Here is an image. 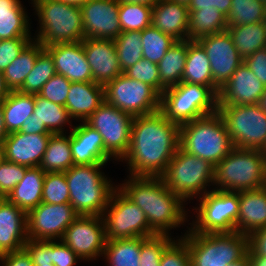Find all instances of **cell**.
I'll list each match as a JSON object with an SVG mask.
<instances>
[{
  "instance_id": "cell-47",
  "label": "cell",
  "mask_w": 266,
  "mask_h": 266,
  "mask_svg": "<svg viewBox=\"0 0 266 266\" xmlns=\"http://www.w3.org/2000/svg\"><path fill=\"white\" fill-rule=\"evenodd\" d=\"M29 167L3 160L0 164V196L7 198Z\"/></svg>"
},
{
  "instance_id": "cell-63",
  "label": "cell",
  "mask_w": 266,
  "mask_h": 266,
  "mask_svg": "<svg viewBox=\"0 0 266 266\" xmlns=\"http://www.w3.org/2000/svg\"><path fill=\"white\" fill-rule=\"evenodd\" d=\"M59 1L63 2V3H66V4H69V5L81 7L88 0H59Z\"/></svg>"
},
{
  "instance_id": "cell-29",
  "label": "cell",
  "mask_w": 266,
  "mask_h": 266,
  "mask_svg": "<svg viewBox=\"0 0 266 266\" xmlns=\"http://www.w3.org/2000/svg\"><path fill=\"white\" fill-rule=\"evenodd\" d=\"M44 171L40 167H29L7 199L28 213L42 202Z\"/></svg>"
},
{
  "instance_id": "cell-55",
  "label": "cell",
  "mask_w": 266,
  "mask_h": 266,
  "mask_svg": "<svg viewBox=\"0 0 266 266\" xmlns=\"http://www.w3.org/2000/svg\"><path fill=\"white\" fill-rule=\"evenodd\" d=\"M232 0H191L188 10L217 8L226 17L229 14Z\"/></svg>"
},
{
  "instance_id": "cell-35",
  "label": "cell",
  "mask_w": 266,
  "mask_h": 266,
  "mask_svg": "<svg viewBox=\"0 0 266 266\" xmlns=\"http://www.w3.org/2000/svg\"><path fill=\"white\" fill-rule=\"evenodd\" d=\"M228 28L227 18L217 8L189 10L188 40L198 39Z\"/></svg>"
},
{
  "instance_id": "cell-48",
  "label": "cell",
  "mask_w": 266,
  "mask_h": 266,
  "mask_svg": "<svg viewBox=\"0 0 266 266\" xmlns=\"http://www.w3.org/2000/svg\"><path fill=\"white\" fill-rule=\"evenodd\" d=\"M71 82L63 75L55 74L42 87L38 94L53 103L65 106Z\"/></svg>"
},
{
  "instance_id": "cell-61",
  "label": "cell",
  "mask_w": 266,
  "mask_h": 266,
  "mask_svg": "<svg viewBox=\"0 0 266 266\" xmlns=\"http://www.w3.org/2000/svg\"><path fill=\"white\" fill-rule=\"evenodd\" d=\"M250 266H266V257L262 256H248Z\"/></svg>"
},
{
  "instance_id": "cell-68",
  "label": "cell",
  "mask_w": 266,
  "mask_h": 266,
  "mask_svg": "<svg viewBox=\"0 0 266 266\" xmlns=\"http://www.w3.org/2000/svg\"><path fill=\"white\" fill-rule=\"evenodd\" d=\"M258 1H261L263 4L266 5V0H258Z\"/></svg>"
},
{
  "instance_id": "cell-31",
  "label": "cell",
  "mask_w": 266,
  "mask_h": 266,
  "mask_svg": "<svg viewBox=\"0 0 266 266\" xmlns=\"http://www.w3.org/2000/svg\"><path fill=\"white\" fill-rule=\"evenodd\" d=\"M1 107L8 134L20 131L23 122L33 114L35 95L10 91Z\"/></svg>"
},
{
  "instance_id": "cell-17",
  "label": "cell",
  "mask_w": 266,
  "mask_h": 266,
  "mask_svg": "<svg viewBox=\"0 0 266 266\" xmlns=\"http://www.w3.org/2000/svg\"><path fill=\"white\" fill-rule=\"evenodd\" d=\"M197 42L203 47L210 61L213 83L220 89L244 62L235 48L229 32L211 34Z\"/></svg>"
},
{
  "instance_id": "cell-9",
  "label": "cell",
  "mask_w": 266,
  "mask_h": 266,
  "mask_svg": "<svg viewBox=\"0 0 266 266\" xmlns=\"http://www.w3.org/2000/svg\"><path fill=\"white\" fill-rule=\"evenodd\" d=\"M215 166L208 160L185 152L180 146L160 176L165 186L185 202L197 199L214 185Z\"/></svg>"
},
{
  "instance_id": "cell-10",
  "label": "cell",
  "mask_w": 266,
  "mask_h": 266,
  "mask_svg": "<svg viewBox=\"0 0 266 266\" xmlns=\"http://www.w3.org/2000/svg\"><path fill=\"white\" fill-rule=\"evenodd\" d=\"M197 214L189 227L195 233H231L236 231L239 215V194L213 189L199 197Z\"/></svg>"
},
{
  "instance_id": "cell-62",
  "label": "cell",
  "mask_w": 266,
  "mask_h": 266,
  "mask_svg": "<svg viewBox=\"0 0 266 266\" xmlns=\"http://www.w3.org/2000/svg\"><path fill=\"white\" fill-rule=\"evenodd\" d=\"M224 266H250V261L248 256L246 255L243 259L238 260L233 263H228L227 265Z\"/></svg>"
},
{
  "instance_id": "cell-21",
  "label": "cell",
  "mask_w": 266,
  "mask_h": 266,
  "mask_svg": "<svg viewBox=\"0 0 266 266\" xmlns=\"http://www.w3.org/2000/svg\"><path fill=\"white\" fill-rule=\"evenodd\" d=\"M44 48L51 54L57 74L70 82H93L82 41L57 43Z\"/></svg>"
},
{
  "instance_id": "cell-32",
  "label": "cell",
  "mask_w": 266,
  "mask_h": 266,
  "mask_svg": "<svg viewBox=\"0 0 266 266\" xmlns=\"http://www.w3.org/2000/svg\"><path fill=\"white\" fill-rule=\"evenodd\" d=\"M52 134L39 165L44 172H65L74 165L70 146V132Z\"/></svg>"
},
{
  "instance_id": "cell-24",
  "label": "cell",
  "mask_w": 266,
  "mask_h": 266,
  "mask_svg": "<svg viewBox=\"0 0 266 266\" xmlns=\"http://www.w3.org/2000/svg\"><path fill=\"white\" fill-rule=\"evenodd\" d=\"M27 240V213L4 198L0 202V256L22 250Z\"/></svg>"
},
{
  "instance_id": "cell-4",
  "label": "cell",
  "mask_w": 266,
  "mask_h": 266,
  "mask_svg": "<svg viewBox=\"0 0 266 266\" xmlns=\"http://www.w3.org/2000/svg\"><path fill=\"white\" fill-rule=\"evenodd\" d=\"M180 147L214 166L234 148L226 124L218 112L182 124Z\"/></svg>"
},
{
  "instance_id": "cell-46",
  "label": "cell",
  "mask_w": 266,
  "mask_h": 266,
  "mask_svg": "<svg viewBox=\"0 0 266 266\" xmlns=\"http://www.w3.org/2000/svg\"><path fill=\"white\" fill-rule=\"evenodd\" d=\"M124 74L131 79L144 82L151 86L160 96L166 89L160 83L158 64L152 63L147 59H140L134 66L128 68Z\"/></svg>"
},
{
  "instance_id": "cell-14",
  "label": "cell",
  "mask_w": 266,
  "mask_h": 266,
  "mask_svg": "<svg viewBox=\"0 0 266 266\" xmlns=\"http://www.w3.org/2000/svg\"><path fill=\"white\" fill-rule=\"evenodd\" d=\"M85 122L100 133L105 151L121 161L130 146L133 116L104 101Z\"/></svg>"
},
{
  "instance_id": "cell-27",
  "label": "cell",
  "mask_w": 266,
  "mask_h": 266,
  "mask_svg": "<svg viewBox=\"0 0 266 266\" xmlns=\"http://www.w3.org/2000/svg\"><path fill=\"white\" fill-rule=\"evenodd\" d=\"M239 215L236 231L246 236L266 226V186L238 191Z\"/></svg>"
},
{
  "instance_id": "cell-53",
  "label": "cell",
  "mask_w": 266,
  "mask_h": 266,
  "mask_svg": "<svg viewBox=\"0 0 266 266\" xmlns=\"http://www.w3.org/2000/svg\"><path fill=\"white\" fill-rule=\"evenodd\" d=\"M244 63L266 87V48L247 56Z\"/></svg>"
},
{
  "instance_id": "cell-69",
  "label": "cell",
  "mask_w": 266,
  "mask_h": 266,
  "mask_svg": "<svg viewBox=\"0 0 266 266\" xmlns=\"http://www.w3.org/2000/svg\"><path fill=\"white\" fill-rule=\"evenodd\" d=\"M4 199V197L0 196V202Z\"/></svg>"
},
{
  "instance_id": "cell-26",
  "label": "cell",
  "mask_w": 266,
  "mask_h": 266,
  "mask_svg": "<svg viewBox=\"0 0 266 266\" xmlns=\"http://www.w3.org/2000/svg\"><path fill=\"white\" fill-rule=\"evenodd\" d=\"M105 101L104 86L93 82H71L65 107L73 120L86 121Z\"/></svg>"
},
{
  "instance_id": "cell-20",
  "label": "cell",
  "mask_w": 266,
  "mask_h": 266,
  "mask_svg": "<svg viewBox=\"0 0 266 266\" xmlns=\"http://www.w3.org/2000/svg\"><path fill=\"white\" fill-rule=\"evenodd\" d=\"M82 44L95 83L105 86L123 73L114 40L85 38Z\"/></svg>"
},
{
  "instance_id": "cell-54",
  "label": "cell",
  "mask_w": 266,
  "mask_h": 266,
  "mask_svg": "<svg viewBox=\"0 0 266 266\" xmlns=\"http://www.w3.org/2000/svg\"><path fill=\"white\" fill-rule=\"evenodd\" d=\"M247 256L266 257V226L248 235Z\"/></svg>"
},
{
  "instance_id": "cell-5",
  "label": "cell",
  "mask_w": 266,
  "mask_h": 266,
  "mask_svg": "<svg viewBox=\"0 0 266 266\" xmlns=\"http://www.w3.org/2000/svg\"><path fill=\"white\" fill-rule=\"evenodd\" d=\"M40 29L34 40L44 47L85 39L81 8L59 0H31Z\"/></svg>"
},
{
  "instance_id": "cell-50",
  "label": "cell",
  "mask_w": 266,
  "mask_h": 266,
  "mask_svg": "<svg viewBox=\"0 0 266 266\" xmlns=\"http://www.w3.org/2000/svg\"><path fill=\"white\" fill-rule=\"evenodd\" d=\"M160 266H191L189 248L181 238L174 240L164 250Z\"/></svg>"
},
{
  "instance_id": "cell-52",
  "label": "cell",
  "mask_w": 266,
  "mask_h": 266,
  "mask_svg": "<svg viewBox=\"0 0 266 266\" xmlns=\"http://www.w3.org/2000/svg\"><path fill=\"white\" fill-rule=\"evenodd\" d=\"M82 260L72 249L61 240H53V259L55 266H74Z\"/></svg>"
},
{
  "instance_id": "cell-11",
  "label": "cell",
  "mask_w": 266,
  "mask_h": 266,
  "mask_svg": "<svg viewBox=\"0 0 266 266\" xmlns=\"http://www.w3.org/2000/svg\"><path fill=\"white\" fill-rule=\"evenodd\" d=\"M107 240L150 237L156 233L149 227L143 210L117 187L102 214Z\"/></svg>"
},
{
  "instance_id": "cell-33",
  "label": "cell",
  "mask_w": 266,
  "mask_h": 266,
  "mask_svg": "<svg viewBox=\"0 0 266 266\" xmlns=\"http://www.w3.org/2000/svg\"><path fill=\"white\" fill-rule=\"evenodd\" d=\"M187 53L188 40H176L158 63L160 83L165 88L182 82Z\"/></svg>"
},
{
  "instance_id": "cell-3",
  "label": "cell",
  "mask_w": 266,
  "mask_h": 266,
  "mask_svg": "<svg viewBox=\"0 0 266 266\" xmlns=\"http://www.w3.org/2000/svg\"><path fill=\"white\" fill-rule=\"evenodd\" d=\"M106 164L73 165L65 171L69 203L78 215L102 216L118 187L102 172Z\"/></svg>"
},
{
  "instance_id": "cell-2",
  "label": "cell",
  "mask_w": 266,
  "mask_h": 266,
  "mask_svg": "<svg viewBox=\"0 0 266 266\" xmlns=\"http://www.w3.org/2000/svg\"><path fill=\"white\" fill-rule=\"evenodd\" d=\"M127 177L118 187L143 210L156 234L170 235V230L186 225L190 212L185 209L186 202L168 189L161 177Z\"/></svg>"
},
{
  "instance_id": "cell-44",
  "label": "cell",
  "mask_w": 266,
  "mask_h": 266,
  "mask_svg": "<svg viewBox=\"0 0 266 266\" xmlns=\"http://www.w3.org/2000/svg\"><path fill=\"white\" fill-rule=\"evenodd\" d=\"M173 241L166 234L140 237V266H160L162 253Z\"/></svg>"
},
{
  "instance_id": "cell-8",
  "label": "cell",
  "mask_w": 266,
  "mask_h": 266,
  "mask_svg": "<svg viewBox=\"0 0 266 266\" xmlns=\"http://www.w3.org/2000/svg\"><path fill=\"white\" fill-rule=\"evenodd\" d=\"M160 111L181 126L218 112V93L210 86L181 82L164 90Z\"/></svg>"
},
{
  "instance_id": "cell-67",
  "label": "cell",
  "mask_w": 266,
  "mask_h": 266,
  "mask_svg": "<svg viewBox=\"0 0 266 266\" xmlns=\"http://www.w3.org/2000/svg\"><path fill=\"white\" fill-rule=\"evenodd\" d=\"M4 160V156H3V149L2 147L0 146V164L1 162Z\"/></svg>"
},
{
  "instance_id": "cell-57",
  "label": "cell",
  "mask_w": 266,
  "mask_h": 266,
  "mask_svg": "<svg viewBox=\"0 0 266 266\" xmlns=\"http://www.w3.org/2000/svg\"><path fill=\"white\" fill-rule=\"evenodd\" d=\"M20 132L27 134H53L45 125H41L40 121L34 117V114L23 122Z\"/></svg>"
},
{
  "instance_id": "cell-6",
  "label": "cell",
  "mask_w": 266,
  "mask_h": 266,
  "mask_svg": "<svg viewBox=\"0 0 266 266\" xmlns=\"http://www.w3.org/2000/svg\"><path fill=\"white\" fill-rule=\"evenodd\" d=\"M214 189L244 191L266 186V160L258 149L233 148L214 170Z\"/></svg>"
},
{
  "instance_id": "cell-49",
  "label": "cell",
  "mask_w": 266,
  "mask_h": 266,
  "mask_svg": "<svg viewBox=\"0 0 266 266\" xmlns=\"http://www.w3.org/2000/svg\"><path fill=\"white\" fill-rule=\"evenodd\" d=\"M23 249L31 257L34 266H55L52 262L53 241L28 238Z\"/></svg>"
},
{
  "instance_id": "cell-18",
  "label": "cell",
  "mask_w": 266,
  "mask_h": 266,
  "mask_svg": "<svg viewBox=\"0 0 266 266\" xmlns=\"http://www.w3.org/2000/svg\"><path fill=\"white\" fill-rule=\"evenodd\" d=\"M80 8L85 38L115 40L122 32L117 0H88Z\"/></svg>"
},
{
  "instance_id": "cell-58",
  "label": "cell",
  "mask_w": 266,
  "mask_h": 266,
  "mask_svg": "<svg viewBox=\"0 0 266 266\" xmlns=\"http://www.w3.org/2000/svg\"><path fill=\"white\" fill-rule=\"evenodd\" d=\"M8 136V132L5 126V121L3 117L2 107L0 103V146L2 147L4 140Z\"/></svg>"
},
{
  "instance_id": "cell-41",
  "label": "cell",
  "mask_w": 266,
  "mask_h": 266,
  "mask_svg": "<svg viewBox=\"0 0 266 266\" xmlns=\"http://www.w3.org/2000/svg\"><path fill=\"white\" fill-rule=\"evenodd\" d=\"M226 18L228 26L258 23L266 18V5L258 0H232Z\"/></svg>"
},
{
  "instance_id": "cell-25",
  "label": "cell",
  "mask_w": 266,
  "mask_h": 266,
  "mask_svg": "<svg viewBox=\"0 0 266 266\" xmlns=\"http://www.w3.org/2000/svg\"><path fill=\"white\" fill-rule=\"evenodd\" d=\"M151 26L176 40H188V7L170 0H160L152 8Z\"/></svg>"
},
{
  "instance_id": "cell-37",
  "label": "cell",
  "mask_w": 266,
  "mask_h": 266,
  "mask_svg": "<svg viewBox=\"0 0 266 266\" xmlns=\"http://www.w3.org/2000/svg\"><path fill=\"white\" fill-rule=\"evenodd\" d=\"M102 257L107 266H140V237L107 240Z\"/></svg>"
},
{
  "instance_id": "cell-1",
  "label": "cell",
  "mask_w": 266,
  "mask_h": 266,
  "mask_svg": "<svg viewBox=\"0 0 266 266\" xmlns=\"http://www.w3.org/2000/svg\"><path fill=\"white\" fill-rule=\"evenodd\" d=\"M180 146V126L159 110L135 116L130 146L121 160L127 162L130 176L160 177Z\"/></svg>"
},
{
  "instance_id": "cell-34",
  "label": "cell",
  "mask_w": 266,
  "mask_h": 266,
  "mask_svg": "<svg viewBox=\"0 0 266 266\" xmlns=\"http://www.w3.org/2000/svg\"><path fill=\"white\" fill-rule=\"evenodd\" d=\"M43 49L44 46L33 39L4 70L5 85L10 91H18L22 87L26 76L34 68L38 54Z\"/></svg>"
},
{
  "instance_id": "cell-43",
  "label": "cell",
  "mask_w": 266,
  "mask_h": 266,
  "mask_svg": "<svg viewBox=\"0 0 266 266\" xmlns=\"http://www.w3.org/2000/svg\"><path fill=\"white\" fill-rule=\"evenodd\" d=\"M152 6L136 3L119 4V23L121 31H143L151 26Z\"/></svg>"
},
{
  "instance_id": "cell-36",
  "label": "cell",
  "mask_w": 266,
  "mask_h": 266,
  "mask_svg": "<svg viewBox=\"0 0 266 266\" xmlns=\"http://www.w3.org/2000/svg\"><path fill=\"white\" fill-rule=\"evenodd\" d=\"M227 31L243 59L266 47V26L264 21L240 26H228Z\"/></svg>"
},
{
  "instance_id": "cell-66",
  "label": "cell",
  "mask_w": 266,
  "mask_h": 266,
  "mask_svg": "<svg viewBox=\"0 0 266 266\" xmlns=\"http://www.w3.org/2000/svg\"><path fill=\"white\" fill-rule=\"evenodd\" d=\"M259 151H260V153L263 155V157L266 160V141H265L264 145L261 147V149Z\"/></svg>"
},
{
  "instance_id": "cell-59",
  "label": "cell",
  "mask_w": 266,
  "mask_h": 266,
  "mask_svg": "<svg viewBox=\"0 0 266 266\" xmlns=\"http://www.w3.org/2000/svg\"><path fill=\"white\" fill-rule=\"evenodd\" d=\"M160 0H117V2L119 4H123V3H136V4H142V5H146V6H155L157 4V2H159Z\"/></svg>"
},
{
  "instance_id": "cell-19",
  "label": "cell",
  "mask_w": 266,
  "mask_h": 266,
  "mask_svg": "<svg viewBox=\"0 0 266 266\" xmlns=\"http://www.w3.org/2000/svg\"><path fill=\"white\" fill-rule=\"evenodd\" d=\"M265 86L243 62L218 93V106L260 103Z\"/></svg>"
},
{
  "instance_id": "cell-30",
  "label": "cell",
  "mask_w": 266,
  "mask_h": 266,
  "mask_svg": "<svg viewBox=\"0 0 266 266\" xmlns=\"http://www.w3.org/2000/svg\"><path fill=\"white\" fill-rule=\"evenodd\" d=\"M182 82L210 86L217 93L220 91L213 83L210 61L206 52L197 41L188 40V53Z\"/></svg>"
},
{
  "instance_id": "cell-16",
  "label": "cell",
  "mask_w": 266,
  "mask_h": 266,
  "mask_svg": "<svg viewBox=\"0 0 266 266\" xmlns=\"http://www.w3.org/2000/svg\"><path fill=\"white\" fill-rule=\"evenodd\" d=\"M78 216L70 203L41 202L27 213V237L33 240H61L66 228Z\"/></svg>"
},
{
  "instance_id": "cell-56",
  "label": "cell",
  "mask_w": 266,
  "mask_h": 266,
  "mask_svg": "<svg viewBox=\"0 0 266 266\" xmlns=\"http://www.w3.org/2000/svg\"><path fill=\"white\" fill-rule=\"evenodd\" d=\"M0 266H34L31 257L22 249L0 256Z\"/></svg>"
},
{
  "instance_id": "cell-65",
  "label": "cell",
  "mask_w": 266,
  "mask_h": 266,
  "mask_svg": "<svg viewBox=\"0 0 266 266\" xmlns=\"http://www.w3.org/2000/svg\"><path fill=\"white\" fill-rule=\"evenodd\" d=\"M170 1L175 2V3H179V4L187 6V7H189V5L191 3V0H170Z\"/></svg>"
},
{
  "instance_id": "cell-45",
  "label": "cell",
  "mask_w": 266,
  "mask_h": 266,
  "mask_svg": "<svg viewBox=\"0 0 266 266\" xmlns=\"http://www.w3.org/2000/svg\"><path fill=\"white\" fill-rule=\"evenodd\" d=\"M69 188L65 172H46L44 176L42 202L49 204L69 203Z\"/></svg>"
},
{
  "instance_id": "cell-23",
  "label": "cell",
  "mask_w": 266,
  "mask_h": 266,
  "mask_svg": "<svg viewBox=\"0 0 266 266\" xmlns=\"http://www.w3.org/2000/svg\"><path fill=\"white\" fill-rule=\"evenodd\" d=\"M70 146L74 165L107 164L114 160L105 151L100 133L85 121L71 129Z\"/></svg>"
},
{
  "instance_id": "cell-7",
  "label": "cell",
  "mask_w": 266,
  "mask_h": 266,
  "mask_svg": "<svg viewBox=\"0 0 266 266\" xmlns=\"http://www.w3.org/2000/svg\"><path fill=\"white\" fill-rule=\"evenodd\" d=\"M180 238L189 248L191 266H224L243 259L248 251V236L231 233H195L189 227Z\"/></svg>"
},
{
  "instance_id": "cell-28",
  "label": "cell",
  "mask_w": 266,
  "mask_h": 266,
  "mask_svg": "<svg viewBox=\"0 0 266 266\" xmlns=\"http://www.w3.org/2000/svg\"><path fill=\"white\" fill-rule=\"evenodd\" d=\"M27 13L20 0H0V39L33 37Z\"/></svg>"
},
{
  "instance_id": "cell-51",
  "label": "cell",
  "mask_w": 266,
  "mask_h": 266,
  "mask_svg": "<svg viewBox=\"0 0 266 266\" xmlns=\"http://www.w3.org/2000/svg\"><path fill=\"white\" fill-rule=\"evenodd\" d=\"M33 37H19L0 42V71L4 70L19 56Z\"/></svg>"
},
{
  "instance_id": "cell-42",
  "label": "cell",
  "mask_w": 266,
  "mask_h": 266,
  "mask_svg": "<svg viewBox=\"0 0 266 266\" xmlns=\"http://www.w3.org/2000/svg\"><path fill=\"white\" fill-rule=\"evenodd\" d=\"M143 58L158 64L176 39L153 26L141 31Z\"/></svg>"
},
{
  "instance_id": "cell-38",
  "label": "cell",
  "mask_w": 266,
  "mask_h": 266,
  "mask_svg": "<svg viewBox=\"0 0 266 266\" xmlns=\"http://www.w3.org/2000/svg\"><path fill=\"white\" fill-rule=\"evenodd\" d=\"M33 114L40 121L41 125H45L53 134L66 133L63 127L68 123H70V128H73L71 124L73 119L69 116L65 106L53 103L39 95H35Z\"/></svg>"
},
{
  "instance_id": "cell-13",
  "label": "cell",
  "mask_w": 266,
  "mask_h": 266,
  "mask_svg": "<svg viewBox=\"0 0 266 266\" xmlns=\"http://www.w3.org/2000/svg\"><path fill=\"white\" fill-rule=\"evenodd\" d=\"M104 96L107 103L133 117L160 110L161 96L151 86L124 73L104 86Z\"/></svg>"
},
{
  "instance_id": "cell-64",
  "label": "cell",
  "mask_w": 266,
  "mask_h": 266,
  "mask_svg": "<svg viewBox=\"0 0 266 266\" xmlns=\"http://www.w3.org/2000/svg\"><path fill=\"white\" fill-rule=\"evenodd\" d=\"M259 105L266 112V87L264 89V92L261 95V99H260Z\"/></svg>"
},
{
  "instance_id": "cell-39",
  "label": "cell",
  "mask_w": 266,
  "mask_h": 266,
  "mask_svg": "<svg viewBox=\"0 0 266 266\" xmlns=\"http://www.w3.org/2000/svg\"><path fill=\"white\" fill-rule=\"evenodd\" d=\"M56 74L51 54L44 48L37 56L34 68L26 76L19 92L38 95L43 85Z\"/></svg>"
},
{
  "instance_id": "cell-12",
  "label": "cell",
  "mask_w": 266,
  "mask_h": 266,
  "mask_svg": "<svg viewBox=\"0 0 266 266\" xmlns=\"http://www.w3.org/2000/svg\"><path fill=\"white\" fill-rule=\"evenodd\" d=\"M235 148L258 149L266 141V112L259 104L218 106Z\"/></svg>"
},
{
  "instance_id": "cell-40",
  "label": "cell",
  "mask_w": 266,
  "mask_h": 266,
  "mask_svg": "<svg viewBox=\"0 0 266 266\" xmlns=\"http://www.w3.org/2000/svg\"><path fill=\"white\" fill-rule=\"evenodd\" d=\"M114 43L123 73L143 58V43L140 31L121 32Z\"/></svg>"
},
{
  "instance_id": "cell-15",
  "label": "cell",
  "mask_w": 266,
  "mask_h": 266,
  "mask_svg": "<svg viewBox=\"0 0 266 266\" xmlns=\"http://www.w3.org/2000/svg\"><path fill=\"white\" fill-rule=\"evenodd\" d=\"M61 241L83 261L98 260L107 242L102 216L79 215L66 228Z\"/></svg>"
},
{
  "instance_id": "cell-60",
  "label": "cell",
  "mask_w": 266,
  "mask_h": 266,
  "mask_svg": "<svg viewBox=\"0 0 266 266\" xmlns=\"http://www.w3.org/2000/svg\"><path fill=\"white\" fill-rule=\"evenodd\" d=\"M10 90L6 87L3 72L0 71V103L9 95Z\"/></svg>"
},
{
  "instance_id": "cell-22",
  "label": "cell",
  "mask_w": 266,
  "mask_h": 266,
  "mask_svg": "<svg viewBox=\"0 0 266 266\" xmlns=\"http://www.w3.org/2000/svg\"><path fill=\"white\" fill-rule=\"evenodd\" d=\"M52 134L9 133L3 142L4 160L27 167H39Z\"/></svg>"
}]
</instances>
